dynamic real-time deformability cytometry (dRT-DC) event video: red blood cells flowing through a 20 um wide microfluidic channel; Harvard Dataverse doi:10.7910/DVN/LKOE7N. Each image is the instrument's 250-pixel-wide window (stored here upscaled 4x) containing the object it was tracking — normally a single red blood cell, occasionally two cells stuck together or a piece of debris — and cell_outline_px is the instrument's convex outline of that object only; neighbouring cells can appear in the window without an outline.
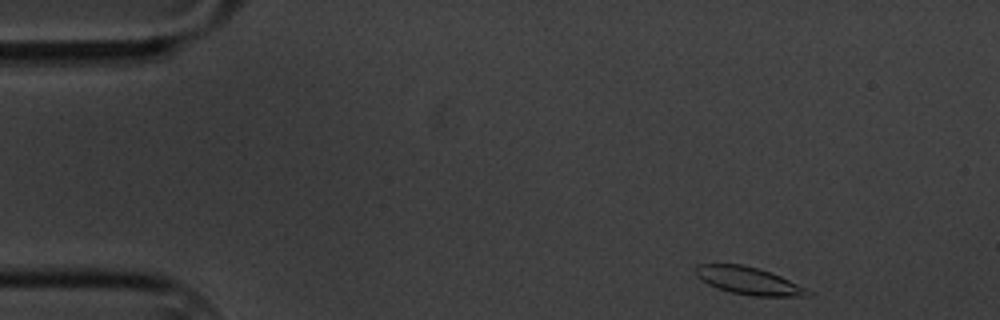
{"species": "common noctule bat (a hibernating species)", "species_latin": "Nyctalus noctula", "temperature_condition": "cold", "stored_images_in_passage": 54, "camera_frame_rate_fps": 3000, "um_per_image_px": 0.085, "animal": {"sex": "male", "body_mass_g": 20.1, "forearm_length_mm": 53.5}, "frame": {"image": 1, "passage_image": 1, "time_ms": 0.0, "image_size_px": [1000, 320], "cell_outline_px": [[816, 296], [752, 296], [732, 292], [708, 284], [700, 280], [696, 276], [692, 268], [696, 264], [740, 264], [756, 268], [780, 276], [816, 292]], "centroid_in_image_um": [63.65, 23.87], "position_along_channel_um": 21.3, "area_um2": 18.09}}
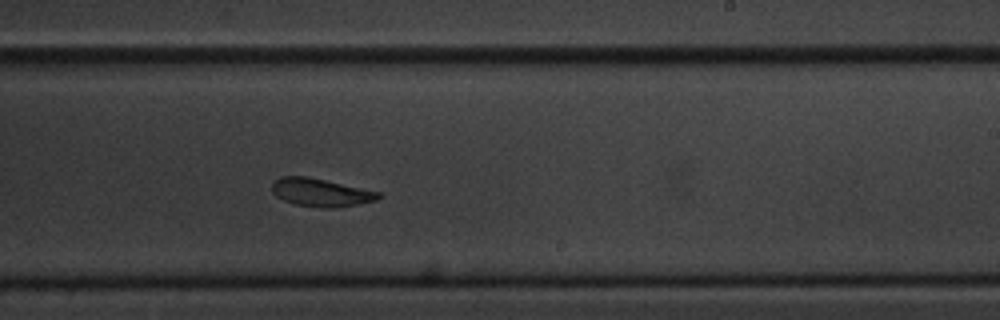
{"frame": {"image": 2, "passage_image": 30, "time_ms": 9.667, "image_size_px": [1000, 320], "cell_outline_px": [[384, 196], [376, 200], [356, 204], [332, 208], [328, 208], [296, 204], [284, 200], [276, 196], [272, 192], [272, 184], [280, 176], [308, 176], [380, 192]], "centroid_in_image_um": [27.27, 16.35], "position_along_channel_um": 261.7, "area_um2": 17.22}}
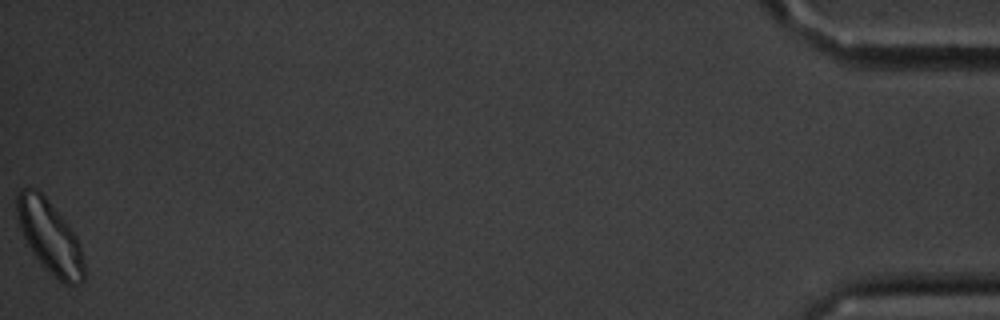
{"frame": {"image": 3, "passage_image": 54, "time_ms": 17.667, "image_size_px": [1000, 320], "cell_outline_px": [[84, 280], [76, 288], [64, 284], [36, 256], [28, 244], [20, 228], [16, 212], [16, 192], [20, 188], [36, 188], [44, 196], [68, 224], [76, 236], [80, 244], [84, 260]], "centroid_in_image_um": [4.25, 20.12], "position_along_channel_um": 430.9, "area_um2": 28.03}, "authors_computed_cell_mechanics": {"area_um2": 18.3515, "velocity_mm_per_s": 3.3131, "shape_relaxation_time_tau1_ms": 5.2017, "shape_relaxation_time_tau2_ms": 6.6469, "deformation_change_tau1": 0.1532, "deformation_change_tau2": 0.1297}}